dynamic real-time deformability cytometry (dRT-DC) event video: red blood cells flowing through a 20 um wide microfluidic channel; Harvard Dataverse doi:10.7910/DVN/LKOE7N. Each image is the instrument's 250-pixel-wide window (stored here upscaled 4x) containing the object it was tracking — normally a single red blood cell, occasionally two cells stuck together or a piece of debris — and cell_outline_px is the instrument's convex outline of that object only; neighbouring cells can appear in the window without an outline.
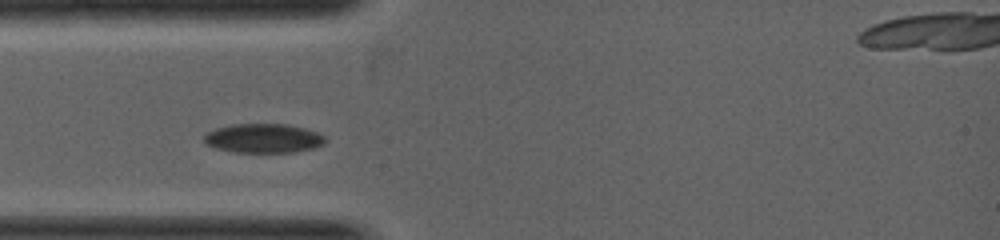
{"species": "common noctule bat (a hibernating species)", "species_latin": "Nyctalus noctula", "temperature_condition": "warm", "stored_images_in_passage": 2, "camera_frame_rate_fps": 5000, "um_per_image_px": 0.085, "animal": {"sex": "female", "body_mass_g": 19.0, "forearm_length_mm": 53.3}, "frame": {"image": 1, "passage_image": 1, "time_ms": 0.0, "image_size_px": [1000, 240], "cell_outline_px": [[324, 140], [320, 144], [312, 148], [296, 152], [236, 152], [216, 148], [208, 144], [204, 140], [204, 136], [208, 132], [216, 128], [232, 124], [288, 124], [304, 128], [316, 132], [324, 136]], "centroid_in_image_um": [22.37, 11.75], "position_along_channel_um": 62.6, "area_um2": 20.29}}
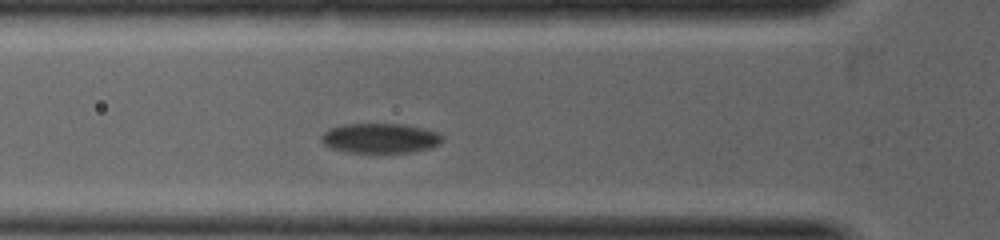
{"frame": {"image": 2, "passage_image": 2, "time_ms": 0.4, "image_size_px": [1000, 240], "cell_outline_px": [[440, 144], [416, 152], [348, 152], [332, 148], [324, 144], [320, 140], [320, 136], [324, 132], [332, 128], [344, 124], [400, 124], [424, 128], [440, 132]], "centroid_in_image_um": [32.31, 11.74], "position_along_channel_um": 93.5, "area_um2": 20.87}}